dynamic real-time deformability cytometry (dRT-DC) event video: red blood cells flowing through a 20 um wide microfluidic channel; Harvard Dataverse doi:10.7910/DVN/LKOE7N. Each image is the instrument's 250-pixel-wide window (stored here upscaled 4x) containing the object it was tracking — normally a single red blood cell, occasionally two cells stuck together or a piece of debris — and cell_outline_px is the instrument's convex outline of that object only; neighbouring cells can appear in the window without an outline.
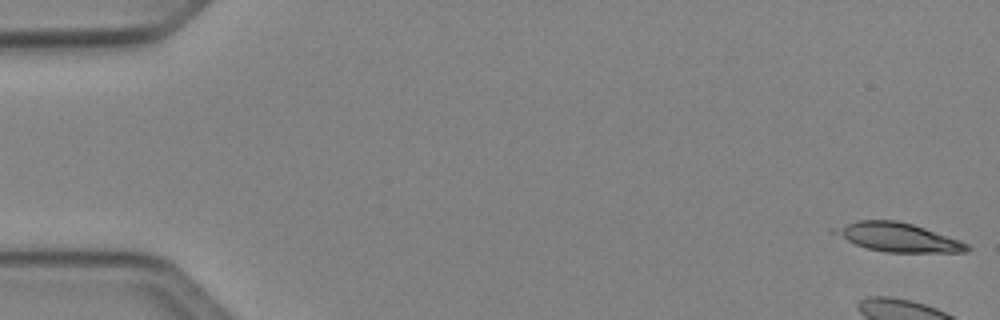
{"species": "Egyptian fruit bat (a non-hibernating species)", "species_latin": "Rousettus aegyptiacus", "temperature_condition": "cold", "stored_images_in_passage": 52, "camera_frame_rate_fps": 3000, "um_per_image_px": 0.085, "animal": {"sex": "female"}, "frame": {"image": 1, "passage_image": 1, "time_ms": 0.0, "image_size_px": [1000, 320], "cell_outline_px": [[972, 248], [968, 252], [884, 252], [868, 248], [856, 244], [832, 232], [828, 228], [856, 220], [896, 220], [912, 224], [960, 240], [968, 244]], "centroid_in_image_um": [76.31, 20.16], "position_along_channel_um": 8.7, "area_um2": 22.2}}
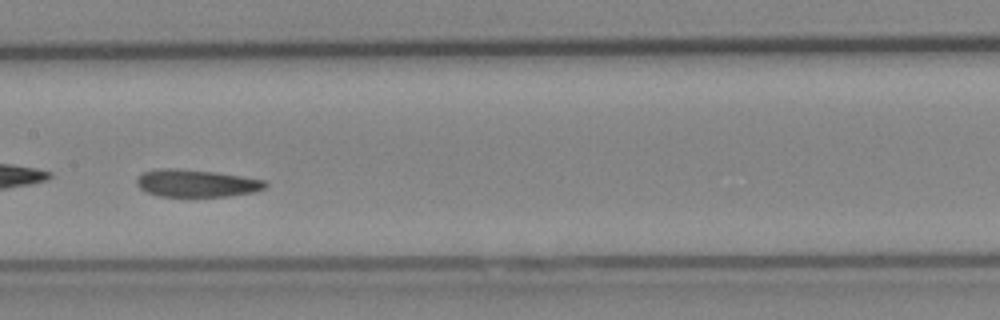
{"frame": {"image": 2, "passage_image": 27, "time_ms": 8.667, "image_size_px": [1000, 320], "cell_outline_px": [[268, 184], [264, 188], [252, 192], [228, 196], [160, 196], [148, 192], [140, 188], [136, 184], [136, 180], [144, 172], [164, 168], [168, 168], [216, 172], [264, 180]], "centroid_in_image_um": [16.7, 15.58], "position_along_channel_um": 190.7, "area_um2": 20.11}}
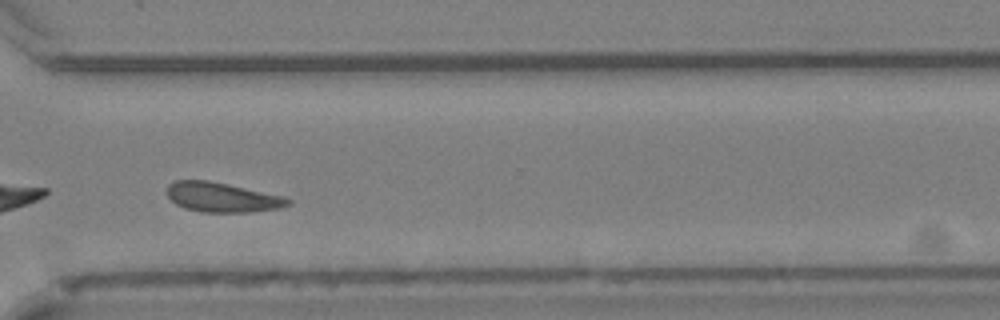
{"frame": {"image": 3, "passage_image": 39, "time_ms": 12.667, "image_size_px": [1000, 320], "cell_outline_px": [[292, 204], [280, 208], [252, 212], [200, 212], [184, 208], [176, 204], [168, 196], [168, 184], [176, 180], [208, 180], [228, 184], [284, 196], [292, 200]], "centroid_in_image_um": [18.91, 16.77], "position_along_channel_um": 351.7, "area_um2": 20.98}, "authors_computed_cell_mechanics": {"area_um2": 20.9814, "velocity_mm_per_s": 4.0036, "shape_relaxation_time_tau1_ms": 5.0566, "shape_relaxation_time_tau2_ms": 5.1304, "deformation_change_tau1": 0.1067, "deformation_change_tau2": 0.1192}}